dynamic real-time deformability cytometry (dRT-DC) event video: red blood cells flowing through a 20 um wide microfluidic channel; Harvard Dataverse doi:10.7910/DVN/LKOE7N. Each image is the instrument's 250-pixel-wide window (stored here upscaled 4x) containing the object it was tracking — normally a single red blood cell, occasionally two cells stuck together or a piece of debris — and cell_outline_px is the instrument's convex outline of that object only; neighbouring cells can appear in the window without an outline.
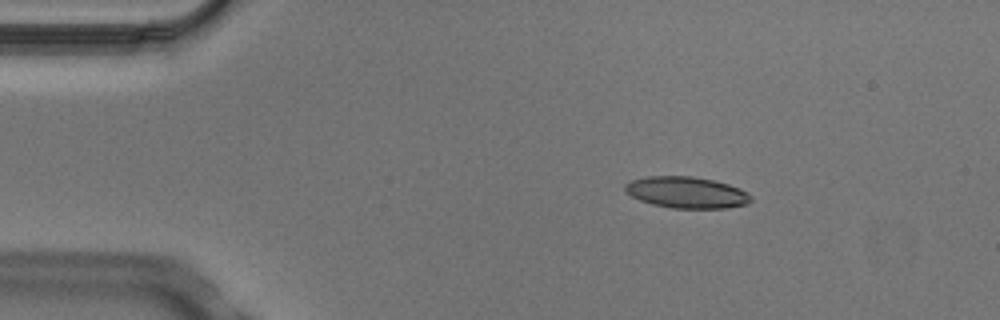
{"species": "Egyptian fruit bat (a non-hibernating species)", "species_latin": "Rousettus aegyptiacus", "temperature_condition": "cold", "stored_images_in_passage": 3, "camera_frame_rate_fps": 3000, "um_per_image_px": 0.085, "animal": {"sex": "male"}, "frame": {"image": 1, "passage_image": 2, "time_ms": 0.333, "image_size_px": [1000, 320], "cell_outline_px": [[752, 200], [748, 204], [728, 208], [672, 208], [652, 204], [640, 200], [624, 192], [624, 184], [632, 180], [648, 176], [692, 176], [712, 180], [728, 184], [740, 188], [748, 192], [752, 196]], "centroid_in_image_um": [58.37, 16.36], "position_along_channel_um": 26.6, "area_um2": 23.18}}